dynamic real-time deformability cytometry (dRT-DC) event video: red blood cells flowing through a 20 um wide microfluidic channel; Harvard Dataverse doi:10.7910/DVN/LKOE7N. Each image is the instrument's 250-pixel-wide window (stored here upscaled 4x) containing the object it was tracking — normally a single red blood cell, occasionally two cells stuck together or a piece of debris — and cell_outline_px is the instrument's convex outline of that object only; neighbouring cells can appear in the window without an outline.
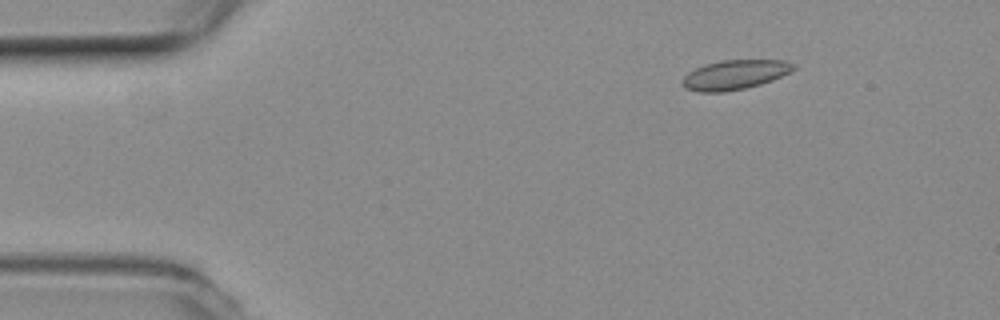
{"species": "common noctule bat (a hibernating species)", "species_latin": "Nyctalus noctula", "temperature_condition": "room temperature", "stored_images_in_passage": 48, "camera_frame_rate_fps": 3000, "um_per_image_px": 0.085, "animal": {"sex": "female", "body_mass_g": 19.3, "forearm_length_mm": 54.1}, "frame": {"image": 1, "passage_image": 1, "time_ms": 0.0, "image_size_px": [1000, 320], "cell_outline_px": [[796, 68], [772, 80], [760, 84], [744, 88], [724, 92], [700, 92], [684, 88], [680, 80], [688, 72], [704, 64], [720, 60], [784, 60], [796, 64]], "centroid_in_image_um": [62.42, 6.35], "position_along_channel_um": 22.6, "area_um2": 19.13}}
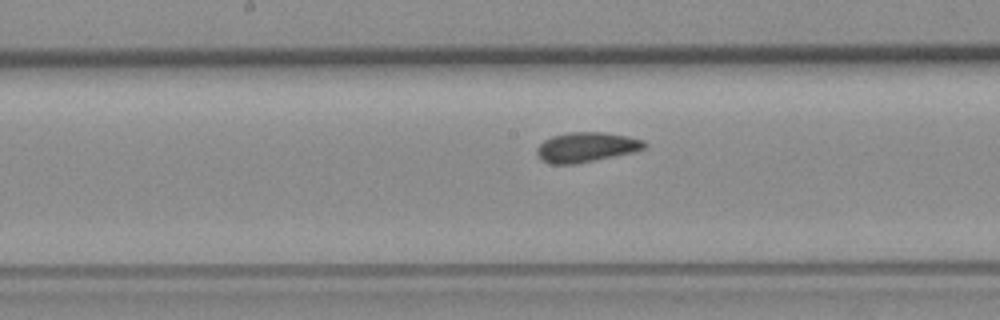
{"frame": {"image": 2, "passage_image": 21, "time_ms": 6.667, "image_size_px": [1000, 320], "cell_outline_px": [[648, 144], [644, 148], [632, 152], [576, 164], [552, 164], [544, 160], [536, 152], [536, 148], [544, 140], [552, 136], [568, 132], [604, 132], [628, 136], [644, 140]], "centroid_in_image_um": [49.85, 12.49], "position_along_channel_um": 198.4, "area_um2": 18.55}}
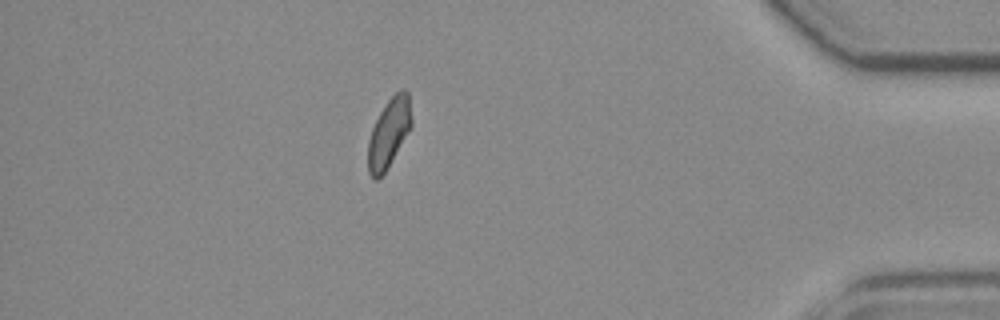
{"frame": {"image": 3, "passage_image": 41, "time_ms": 13.333, "image_size_px": [1000, 320], "cell_outline_px": [[412, 128], [384, 172], [376, 180], [372, 180], [368, 172], [368, 140], [372, 128], [380, 112], [388, 100], [400, 88], [404, 88], [408, 92], [412, 120]], "centroid_in_image_um": [33.06, 11.29], "position_along_channel_um": 402.1, "area_um2": 17.51}, "authors_computed_cell_mechanics": {"area_um2": 18.2648, "velocity_mm_per_s": 3.7676, "shape_relaxation_time_tau1_ms": null, "shape_relaxation_time_tau2_ms": 2.1986, "deformation_change_tau1": null, "deformation_change_tau2": 0.0663}}